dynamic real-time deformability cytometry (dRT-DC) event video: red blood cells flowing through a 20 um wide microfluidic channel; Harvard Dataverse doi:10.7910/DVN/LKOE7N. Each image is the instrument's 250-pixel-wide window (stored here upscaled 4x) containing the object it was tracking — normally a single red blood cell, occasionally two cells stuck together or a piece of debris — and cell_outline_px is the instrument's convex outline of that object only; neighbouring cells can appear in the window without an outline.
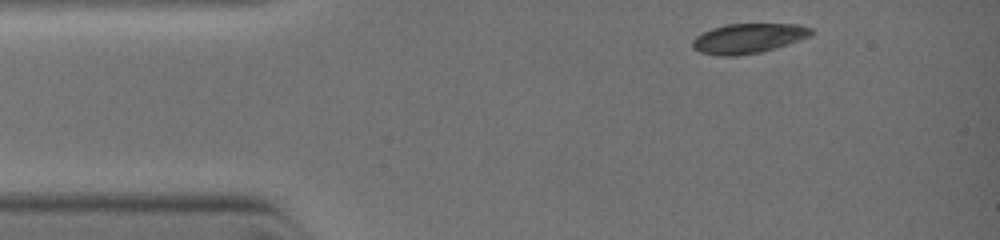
{"species": "common noctule bat (a hibernating species)", "species_latin": "Nyctalus noctula", "temperature_condition": "warm", "stored_images_in_passage": 4, "camera_frame_rate_fps": 3000, "um_per_image_px": 0.085, "animal": {"sex": "female", "body_mass_g": 19.0, "forearm_length_mm": 51.5}, "frame": {"image": 1, "passage_image": 1, "time_ms": 0.0, "image_size_px": [1000, 240], "cell_outline_px": [[812, 32], [808, 36], [760, 52], [736, 56], [724, 56], [700, 52], [692, 48], [692, 40], [696, 36], [712, 28], [724, 24], [796, 24], [812, 28]], "centroid_in_image_um": [63.52, 3.25], "position_along_channel_um": 21.5, "area_um2": 20.17}}
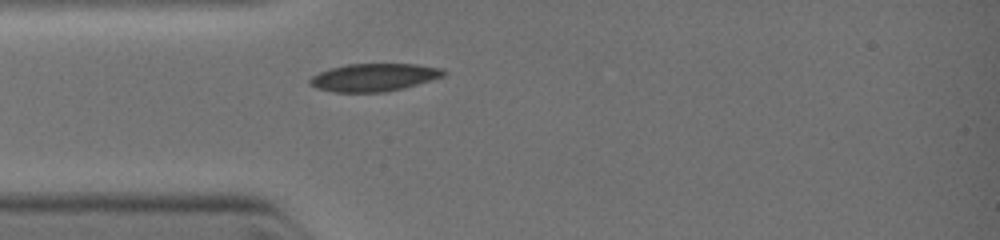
{"frame": {"image": 2, "passage_image": 4, "time_ms": 1.667, "image_size_px": [1000, 240], "cell_outline_px": [[444, 76], [416, 84], [384, 92], [332, 92], [316, 88], [308, 84], [308, 80], [312, 76], [320, 72], [332, 68], [348, 64], [416, 64], [440, 68], [444, 72]], "centroid_in_image_um": [31.72, 6.58], "position_along_channel_um": 53.3, "area_um2": 21.33}}